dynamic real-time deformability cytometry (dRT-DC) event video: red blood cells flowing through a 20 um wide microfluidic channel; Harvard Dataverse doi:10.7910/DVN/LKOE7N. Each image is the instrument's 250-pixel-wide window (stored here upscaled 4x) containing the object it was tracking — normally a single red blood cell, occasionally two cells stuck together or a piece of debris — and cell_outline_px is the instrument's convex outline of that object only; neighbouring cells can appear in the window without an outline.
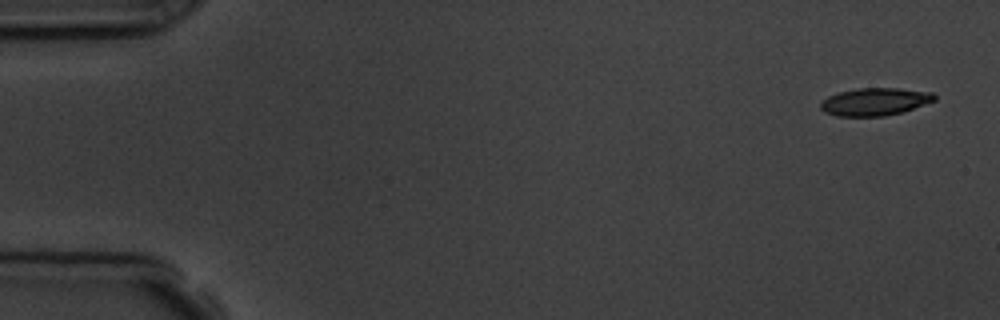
{"species": "common noctule bat (a hibernating species)", "species_latin": "Nyctalus noctula", "temperature_condition": "room temperature", "stored_images_in_passage": 6, "camera_frame_rate_fps": 3000, "um_per_image_px": 0.085, "animal": {"sex": "male", "body_mass_g": 19.5, "forearm_length_mm": 54.6}, "frame": {"image": 1, "passage_image": 1, "time_ms": 0.0, "image_size_px": [1000, 320], "cell_outline_px": [[936, 100], [900, 112], [884, 116], [836, 116], [824, 112], [820, 108], [820, 100], [828, 96], [840, 92], [860, 88], [896, 88], [932, 92], [936, 96]], "centroid_in_image_um": [74.32, 8.64], "position_along_channel_um": 10.7, "area_um2": 18.21}}